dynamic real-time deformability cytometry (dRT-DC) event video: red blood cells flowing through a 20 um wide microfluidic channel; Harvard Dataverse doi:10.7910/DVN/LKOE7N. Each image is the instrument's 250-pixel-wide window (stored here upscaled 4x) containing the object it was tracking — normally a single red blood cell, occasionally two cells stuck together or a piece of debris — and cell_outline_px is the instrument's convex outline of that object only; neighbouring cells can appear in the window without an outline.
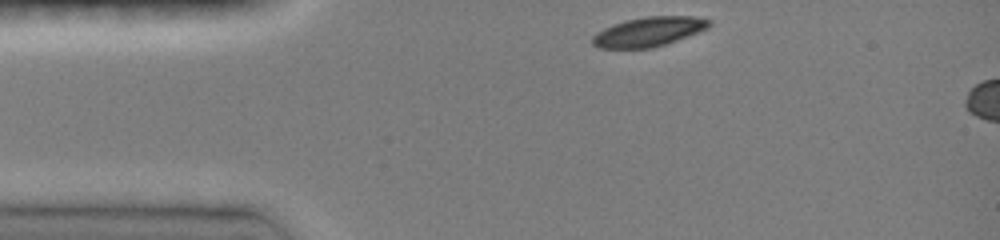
{"species": "common noctule bat (a hibernating species)", "species_latin": "Nyctalus noctula", "temperature_condition": "room temperature", "stored_images_in_passage": 3, "camera_frame_rate_fps": 3000, "um_per_image_px": 0.085, "animal": {"sex": "female", "body_mass_g": 19.0, "forearm_length_mm": 51.5}, "frame": {"image": 1, "passage_image": 1, "time_ms": 0.0, "image_size_px": [1000, 240], "cell_outline_px": [[712, 24], [708, 28], [688, 36], [652, 48], [600, 48], [592, 44], [592, 36], [596, 32], [612, 24], [624, 20], [644, 16], [696, 16], [712, 20]], "centroid_in_image_um": [55.14, 2.68], "position_along_channel_um": 29.9, "area_um2": 20.17}}